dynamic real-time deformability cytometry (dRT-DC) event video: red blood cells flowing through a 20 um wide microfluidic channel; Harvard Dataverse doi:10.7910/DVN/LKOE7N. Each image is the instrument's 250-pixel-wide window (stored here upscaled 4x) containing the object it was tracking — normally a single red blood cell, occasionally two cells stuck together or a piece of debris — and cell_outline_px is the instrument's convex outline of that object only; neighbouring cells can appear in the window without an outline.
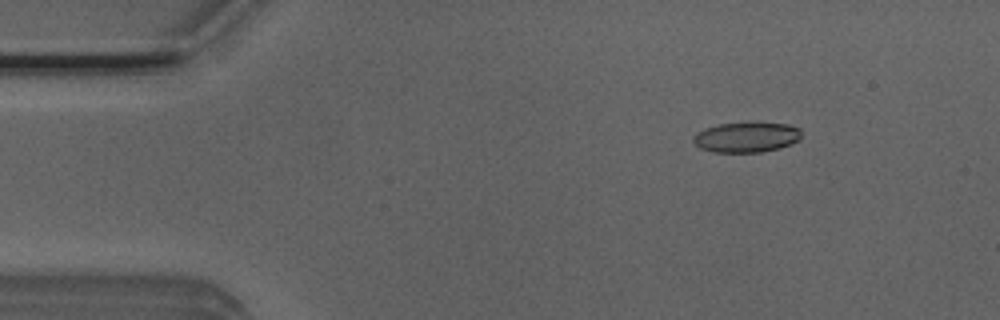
{"species": "Egyptian fruit bat (a non-hibernating species)", "species_latin": "Rousettus aegyptiacus", "temperature_condition": "room temperature", "stored_images_in_passage": 4, "camera_frame_rate_fps": 3000, "um_per_image_px": 0.085, "animal": {"sex": "male"}, "frame": {"image": 1, "passage_image": 1, "time_ms": 0.0, "image_size_px": [1000, 320], "cell_outline_px": [[800, 140], [792, 144], [780, 148], [760, 152], [712, 152], [700, 148], [692, 140], [692, 136], [696, 132], [704, 128], [720, 124], [788, 124], [800, 128]], "centroid_in_image_um": [63.43, 11.69], "position_along_channel_um": 21.6, "area_um2": 18.79}}
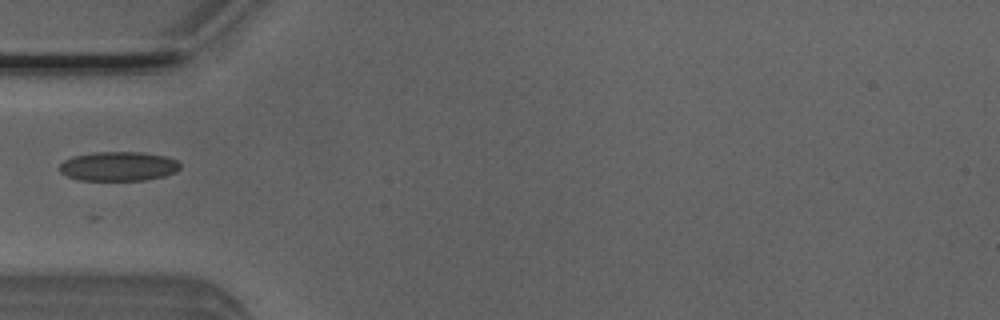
{"frame": {"image": 2, "passage_image": 4, "time_ms": 1.0, "image_size_px": [1000, 320], "cell_outline_px": [[180, 168], [176, 172], [164, 176], [144, 180], [80, 180], [68, 176], [60, 172], [60, 164], [64, 160], [72, 156], [92, 152], [144, 152], [164, 156], [176, 160], [180, 164]], "centroid_in_image_um": [10.06, 14.13], "position_along_channel_um": 74.9, "area_um2": 20.63}}